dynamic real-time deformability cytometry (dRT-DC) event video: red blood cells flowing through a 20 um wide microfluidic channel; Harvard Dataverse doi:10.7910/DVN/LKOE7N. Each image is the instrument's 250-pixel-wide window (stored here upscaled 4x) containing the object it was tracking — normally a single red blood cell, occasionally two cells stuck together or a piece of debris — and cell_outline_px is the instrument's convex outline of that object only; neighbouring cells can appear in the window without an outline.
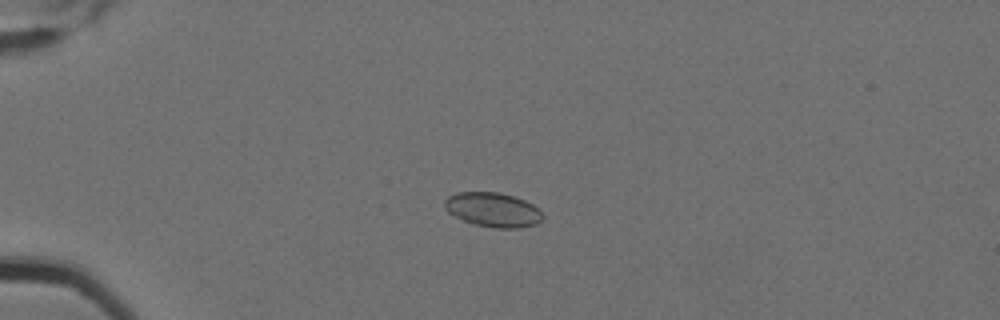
{"species": "Egyptian fruit bat (a non-hibernating species)", "species_latin": "Rousettus aegyptiacus", "temperature_condition": "cold", "stored_images_in_passage": 5, "camera_frame_rate_fps": 3000, "um_per_image_px": 0.085, "animal": {"sex": "female"}, "frame": {"image": 1, "passage_image": 4, "time_ms": 1.0, "image_size_px": [1000, 320], "cell_outline_px": [[544, 216], [536, 224], [520, 228], [496, 228], [472, 224], [448, 212], [444, 208], [444, 200], [448, 196], [456, 192], [500, 192], [524, 200], [532, 204]], "centroid_in_image_um": [41.87, 17.82], "position_along_channel_um": 43.1, "area_um2": 19.59}}